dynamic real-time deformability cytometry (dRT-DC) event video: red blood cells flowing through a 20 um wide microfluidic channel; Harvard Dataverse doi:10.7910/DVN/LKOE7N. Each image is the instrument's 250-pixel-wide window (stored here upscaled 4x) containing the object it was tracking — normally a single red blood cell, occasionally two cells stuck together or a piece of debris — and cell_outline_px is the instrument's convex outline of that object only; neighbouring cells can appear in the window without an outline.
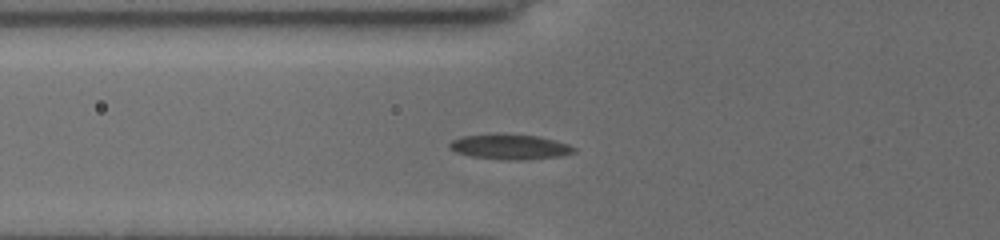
{"species": "common noctule bat (a hibernating species)", "species_latin": "Nyctalus noctula", "temperature_condition": "cold", "stored_images_in_passage": 31, "camera_frame_rate_fps": 3000, "um_per_image_px": 0.085, "animal": {"sex": "female", "body_mass_g": 19.5, "forearm_length_mm": 54.1}, "frame": {"image": 1, "passage_image": 8, "time_ms": 3.667, "image_size_px": [1000, 240], "cell_outline_px": [[576, 152], [560, 156], [528, 160], [504, 160], [472, 156], [456, 152], [448, 148], [448, 144], [452, 140], [464, 136], [496, 132], [504, 132], [536, 136], [568, 144], [576, 148]], "centroid_in_image_um": [43.32, 12.46], "position_along_channel_um": 82.5, "area_um2": 18.61}}
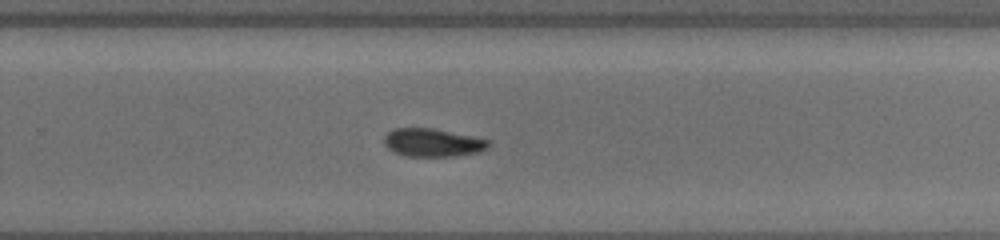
{"frame": {"image": 2, "passage_image": 21, "time_ms": 9.333, "image_size_px": [1000, 240], "cell_outline_px": [[488, 148], [480, 152], [452, 156], [404, 156], [388, 148], [384, 144], [384, 136], [392, 128], [432, 128], [488, 140]], "centroid_in_image_um": [36.73, 12.12], "position_along_channel_um": 293.1, "area_um2": 16.88}}
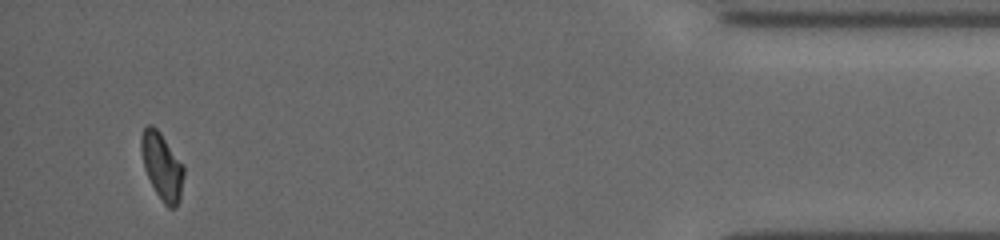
{"frame": {"image": 3, "passage_image": 30, "time_ms": 14.333, "image_size_px": [1000, 240], "cell_outline_px": [[184, 176], [180, 200], [176, 208], [168, 208], [164, 204], [156, 192], [144, 168], [140, 148], [140, 136], [144, 128], [148, 124], [152, 124], [160, 132], [184, 164]], "centroid_in_image_um": [13.78, 14.12], "position_along_channel_um": 421.4, "area_um2": 16.82}, "authors_computed_cell_mechanics": {"area_um2": 17.34, "velocity_mm_per_s": 3.7185, "shape_relaxation_time_tau1_ms": 3.5256, "shape_relaxation_time_tau2_ms": 7.0265, "deformation_change_tau1": 0.0981, "deformation_change_tau2": 0.1005}}